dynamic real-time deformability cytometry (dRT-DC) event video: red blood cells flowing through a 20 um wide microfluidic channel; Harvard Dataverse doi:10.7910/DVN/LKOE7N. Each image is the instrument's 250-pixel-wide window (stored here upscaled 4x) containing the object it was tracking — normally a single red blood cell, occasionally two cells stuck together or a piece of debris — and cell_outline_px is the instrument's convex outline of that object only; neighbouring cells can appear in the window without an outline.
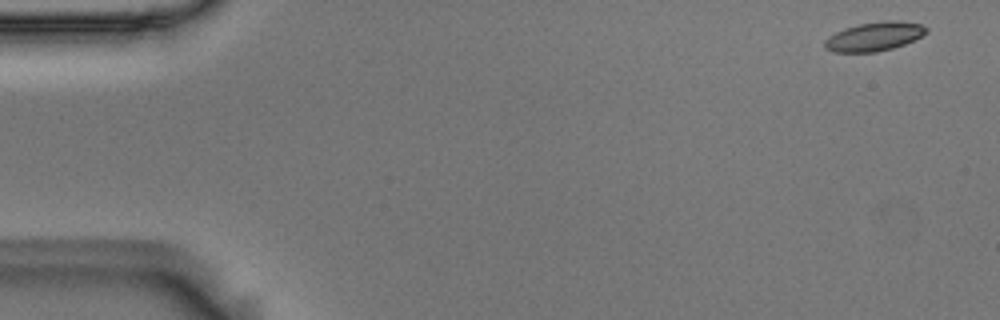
{"species": "Egyptian fruit bat (a non-hibernating species)", "species_latin": "Rousettus aegyptiacus", "temperature_condition": "room temperature", "stored_images_in_passage": 50, "camera_frame_rate_fps": 3000, "um_per_image_px": 0.085, "animal": {"sex": "male"}, "frame": {"image": 1, "passage_image": 2, "time_ms": 0.333, "image_size_px": [1000, 320], "cell_outline_px": [[928, 32], [904, 44], [892, 48], [876, 52], [832, 52], [824, 48], [824, 40], [828, 36], [844, 28], [860, 24], [888, 20], [896, 20], [920, 24], [928, 28]], "centroid_in_image_um": [74.28, 3.1], "position_along_channel_um": 10.7, "area_um2": 17.05}}
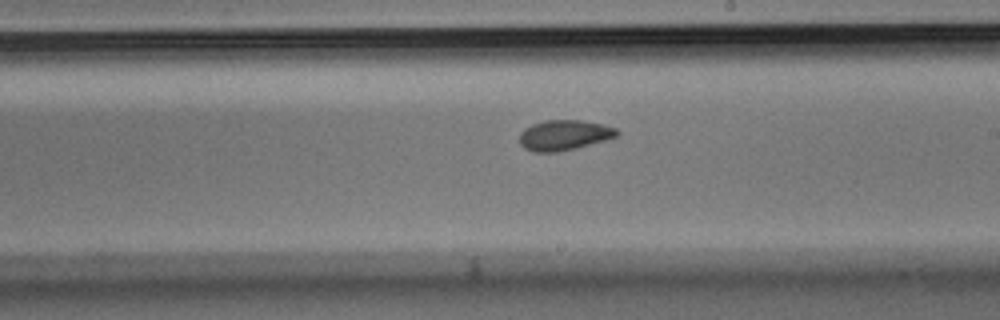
{"frame": {"image": 2, "passage_image": 31, "time_ms": 10.0, "image_size_px": [1000, 320], "cell_outline_px": [[620, 132], [616, 136], [604, 140], [576, 148], [556, 152], [532, 152], [524, 148], [520, 144], [520, 132], [524, 128], [532, 124], [544, 120], [584, 120], [604, 124], [616, 128]], "centroid_in_image_um": [47.93, 11.48], "position_along_channel_um": 241.1, "area_um2": 17.28}}
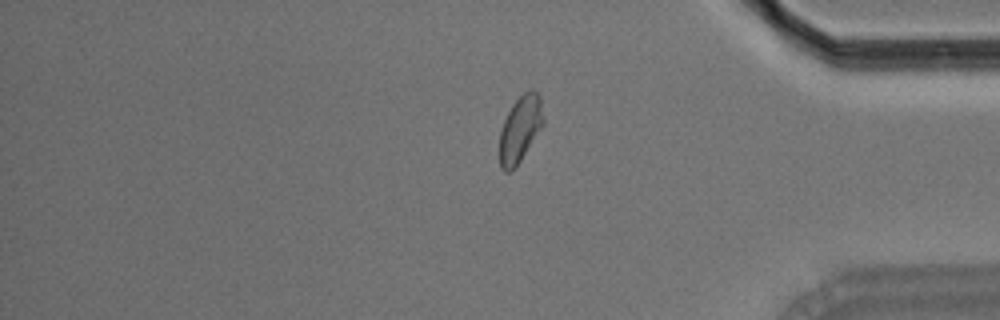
{"frame": {"image": 3, "passage_image": 45, "time_ms": 14.667, "image_size_px": [1000, 320], "cell_outline_px": [[544, 124], [516, 168], [512, 172], [504, 172], [500, 168], [500, 132], [504, 120], [512, 104], [524, 92], [532, 88], [540, 96], [544, 120]], "centroid_in_image_um": [44.22, 10.99], "position_along_channel_um": 391.0, "area_um2": 17.05}}